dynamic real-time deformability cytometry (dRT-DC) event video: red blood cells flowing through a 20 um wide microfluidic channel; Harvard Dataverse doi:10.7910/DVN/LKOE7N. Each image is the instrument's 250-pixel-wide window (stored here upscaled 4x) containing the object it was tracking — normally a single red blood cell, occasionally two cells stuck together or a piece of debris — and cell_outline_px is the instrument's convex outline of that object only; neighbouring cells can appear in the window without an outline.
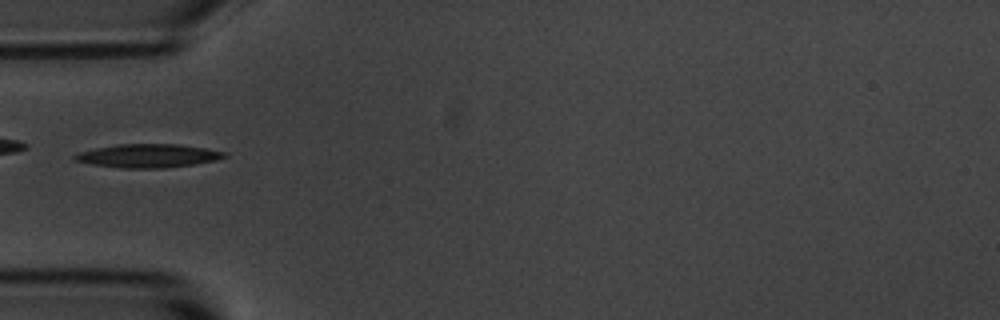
{"species": "common noctule bat (a hibernating species)", "species_latin": "Nyctalus noctula", "temperature_condition": "room temperature", "stored_images_in_passage": 3, "camera_frame_rate_fps": 3000, "um_per_image_px": 0.085, "animal": {"sex": "male", "body_mass_g": 20.1, "forearm_length_mm": 53.5}, "frame": {"image": 1, "passage_image": 3, "time_ms": 2.333, "image_size_px": [1000, 320], "cell_outline_px": [[228, 156], [216, 160], [192, 164], [164, 168], [120, 168], [92, 164], [72, 160], [72, 156], [80, 152], [96, 148], [120, 144], [176, 144], [204, 148], [228, 152]], "centroid_in_image_um": [12.59, 13.24], "position_along_channel_um": 72.4, "area_um2": 20.4}}